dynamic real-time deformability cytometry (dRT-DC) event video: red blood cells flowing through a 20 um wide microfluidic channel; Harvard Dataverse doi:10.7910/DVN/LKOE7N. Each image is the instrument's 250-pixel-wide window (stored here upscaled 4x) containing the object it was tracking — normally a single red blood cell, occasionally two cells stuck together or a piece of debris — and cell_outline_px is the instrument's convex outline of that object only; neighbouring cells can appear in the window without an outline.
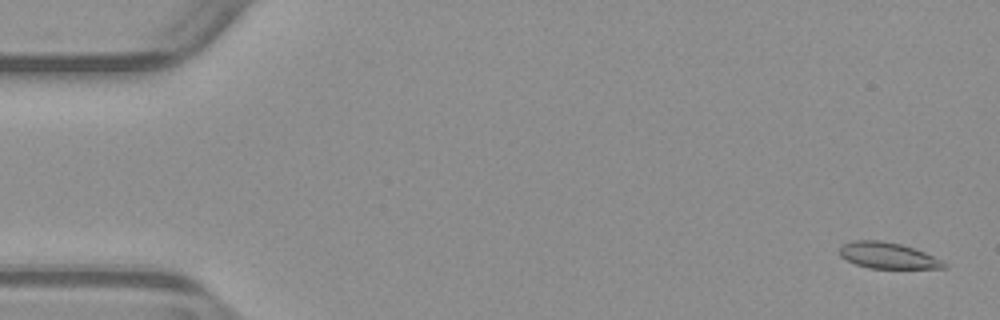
{"species": "common noctule bat (a hibernating species)", "species_latin": "Nyctalus noctula", "temperature_condition": "warm", "stored_images_in_passage": 53, "camera_frame_rate_fps": 3000, "um_per_image_px": 0.085, "animal": {"sex": "male", "body_mass_g": 23.1, "forearm_length_mm": 52.7}, "frame": {"image": 1, "passage_image": 2, "time_ms": 0.333, "image_size_px": [1000, 320], "cell_outline_px": [[948, 268], [868, 268], [856, 264], [840, 256], [840, 248], [844, 244], [852, 240], [880, 240], [900, 244], [924, 252], [948, 264]], "centroid_in_image_um": [75.45, 21.72], "position_along_channel_um": 9.5, "area_um2": 15.66}}
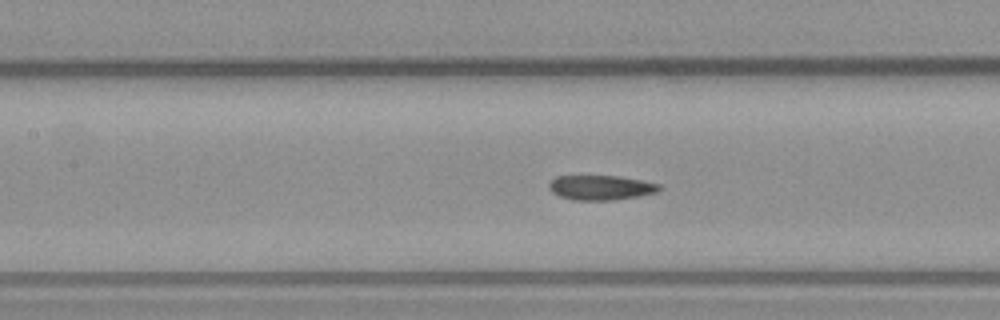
{"frame": {"image": 2, "passage_image": 24, "time_ms": 7.667, "image_size_px": [1000, 320], "cell_outline_px": [[660, 188], [656, 192], [636, 196], [612, 200], [572, 200], [560, 196], [552, 192], [548, 188], [548, 184], [556, 176], [620, 176], [660, 184]], "centroid_in_image_um": [51.02, 15.94], "position_along_channel_um": 156.4, "area_um2": 15.72}}
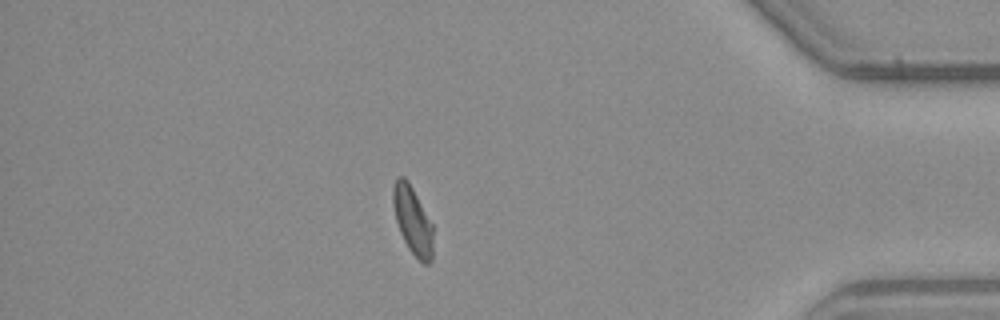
{"frame": {"image": 3, "passage_image": 46, "time_ms": 15.0, "image_size_px": [1000, 320], "cell_outline_px": [[432, 260], [428, 264], [424, 264], [408, 248], [400, 232], [396, 220], [392, 204], [392, 188], [396, 176], [404, 176], [408, 180], [432, 224]], "centroid_in_image_um": [35.04, 18.7], "position_along_channel_um": 400.2, "area_um2": 15.72}, "authors_computed_cell_mechanics": {"area_um2": 16.3574, "velocity_mm_per_s": 3.8974, "shape_relaxation_time_tau1_ms": null, "shape_relaxation_time_tau2_ms": 4.0429, "deformation_change_tau1": null, "deformation_change_tau2": 0.076}}